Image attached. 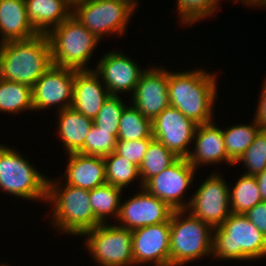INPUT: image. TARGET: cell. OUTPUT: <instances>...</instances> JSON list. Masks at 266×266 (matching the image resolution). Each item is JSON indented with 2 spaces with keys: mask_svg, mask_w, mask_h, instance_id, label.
Wrapping results in <instances>:
<instances>
[{
  "mask_svg": "<svg viewBox=\"0 0 266 266\" xmlns=\"http://www.w3.org/2000/svg\"><path fill=\"white\" fill-rule=\"evenodd\" d=\"M217 74L205 69L173 72L169 70L168 93L170 106L179 109L196 124L216 119L214 103L217 99Z\"/></svg>",
  "mask_w": 266,
  "mask_h": 266,
  "instance_id": "obj_1",
  "label": "cell"
},
{
  "mask_svg": "<svg viewBox=\"0 0 266 266\" xmlns=\"http://www.w3.org/2000/svg\"><path fill=\"white\" fill-rule=\"evenodd\" d=\"M58 180L48 178L46 204H50L52 210L50 226L61 235L66 233L81 238L85 232L101 224L92 210L89 190L65 184L59 177Z\"/></svg>",
  "mask_w": 266,
  "mask_h": 266,
  "instance_id": "obj_2",
  "label": "cell"
},
{
  "mask_svg": "<svg viewBox=\"0 0 266 266\" xmlns=\"http://www.w3.org/2000/svg\"><path fill=\"white\" fill-rule=\"evenodd\" d=\"M47 34L0 44V78L33 87L52 66Z\"/></svg>",
  "mask_w": 266,
  "mask_h": 266,
  "instance_id": "obj_3",
  "label": "cell"
},
{
  "mask_svg": "<svg viewBox=\"0 0 266 266\" xmlns=\"http://www.w3.org/2000/svg\"><path fill=\"white\" fill-rule=\"evenodd\" d=\"M266 258V237L244 215L231 213L213 228L212 259L246 261Z\"/></svg>",
  "mask_w": 266,
  "mask_h": 266,
  "instance_id": "obj_4",
  "label": "cell"
},
{
  "mask_svg": "<svg viewBox=\"0 0 266 266\" xmlns=\"http://www.w3.org/2000/svg\"><path fill=\"white\" fill-rule=\"evenodd\" d=\"M51 45L52 63L55 66L77 71L92 70L88 62L100 39L89 31L72 14L54 27L48 34Z\"/></svg>",
  "mask_w": 266,
  "mask_h": 266,
  "instance_id": "obj_5",
  "label": "cell"
},
{
  "mask_svg": "<svg viewBox=\"0 0 266 266\" xmlns=\"http://www.w3.org/2000/svg\"><path fill=\"white\" fill-rule=\"evenodd\" d=\"M187 214V215H186ZM213 228L186 210H174L170 218V266H184L212 258Z\"/></svg>",
  "mask_w": 266,
  "mask_h": 266,
  "instance_id": "obj_6",
  "label": "cell"
},
{
  "mask_svg": "<svg viewBox=\"0 0 266 266\" xmlns=\"http://www.w3.org/2000/svg\"><path fill=\"white\" fill-rule=\"evenodd\" d=\"M48 177L15 148L0 143V190L14 197L46 203Z\"/></svg>",
  "mask_w": 266,
  "mask_h": 266,
  "instance_id": "obj_7",
  "label": "cell"
},
{
  "mask_svg": "<svg viewBox=\"0 0 266 266\" xmlns=\"http://www.w3.org/2000/svg\"><path fill=\"white\" fill-rule=\"evenodd\" d=\"M136 10L128 0H80L73 4L72 14L102 40L114 34L125 35Z\"/></svg>",
  "mask_w": 266,
  "mask_h": 266,
  "instance_id": "obj_8",
  "label": "cell"
},
{
  "mask_svg": "<svg viewBox=\"0 0 266 266\" xmlns=\"http://www.w3.org/2000/svg\"><path fill=\"white\" fill-rule=\"evenodd\" d=\"M84 245L97 266H134L132 230L103 223L82 235Z\"/></svg>",
  "mask_w": 266,
  "mask_h": 266,
  "instance_id": "obj_9",
  "label": "cell"
},
{
  "mask_svg": "<svg viewBox=\"0 0 266 266\" xmlns=\"http://www.w3.org/2000/svg\"><path fill=\"white\" fill-rule=\"evenodd\" d=\"M218 171H213L200 184L194 194L187 198L191 215L209 224L220 226L232 213L230 210V189L228 182Z\"/></svg>",
  "mask_w": 266,
  "mask_h": 266,
  "instance_id": "obj_10",
  "label": "cell"
},
{
  "mask_svg": "<svg viewBox=\"0 0 266 266\" xmlns=\"http://www.w3.org/2000/svg\"><path fill=\"white\" fill-rule=\"evenodd\" d=\"M76 71L52 64L32 87L34 112L51 110L53 107H57V112L70 108Z\"/></svg>",
  "mask_w": 266,
  "mask_h": 266,
  "instance_id": "obj_11",
  "label": "cell"
},
{
  "mask_svg": "<svg viewBox=\"0 0 266 266\" xmlns=\"http://www.w3.org/2000/svg\"><path fill=\"white\" fill-rule=\"evenodd\" d=\"M196 169L186 158H179L171 166L151 178L143 187L152 195L167 203L173 210H186L184 200L188 187L194 181Z\"/></svg>",
  "mask_w": 266,
  "mask_h": 266,
  "instance_id": "obj_12",
  "label": "cell"
},
{
  "mask_svg": "<svg viewBox=\"0 0 266 266\" xmlns=\"http://www.w3.org/2000/svg\"><path fill=\"white\" fill-rule=\"evenodd\" d=\"M197 125L176 107L168 106L152 121L153 138L179 158H186L190 153Z\"/></svg>",
  "mask_w": 266,
  "mask_h": 266,
  "instance_id": "obj_13",
  "label": "cell"
},
{
  "mask_svg": "<svg viewBox=\"0 0 266 266\" xmlns=\"http://www.w3.org/2000/svg\"><path fill=\"white\" fill-rule=\"evenodd\" d=\"M121 200L118 226L134 230L136 228L170 222L173 209L144 187L140 191Z\"/></svg>",
  "mask_w": 266,
  "mask_h": 266,
  "instance_id": "obj_14",
  "label": "cell"
},
{
  "mask_svg": "<svg viewBox=\"0 0 266 266\" xmlns=\"http://www.w3.org/2000/svg\"><path fill=\"white\" fill-rule=\"evenodd\" d=\"M124 52L110 51L103 54L93 70L100 76L111 96H121L135 90L147 68H140Z\"/></svg>",
  "mask_w": 266,
  "mask_h": 266,
  "instance_id": "obj_15",
  "label": "cell"
},
{
  "mask_svg": "<svg viewBox=\"0 0 266 266\" xmlns=\"http://www.w3.org/2000/svg\"><path fill=\"white\" fill-rule=\"evenodd\" d=\"M134 266H170V222L132 230Z\"/></svg>",
  "mask_w": 266,
  "mask_h": 266,
  "instance_id": "obj_16",
  "label": "cell"
},
{
  "mask_svg": "<svg viewBox=\"0 0 266 266\" xmlns=\"http://www.w3.org/2000/svg\"><path fill=\"white\" fill-rule=\"evenodd\" d=\"M169 71L164 66L148 68L141 75L135 87L131 104L145 118L153 121L164 109L170 106L168 93Z\"/></svg>",
  "mask_w": 266,
  "mask_h": 266,
  "instance_id": "obj_17",
  "label": "cell"
},
{
  "mask_svg": "<svg viewBox=\"0 0 266 266\" xmlns=\"http://www.w3.org/2000/svg\"><path fill=\"white\" fill-rule=\"evenodd\" d=\"M216 122L199 124L194 133L192 145L194 148L190 150L186 157L187 161L198 170V166L222 165L225 162L228 165L234 163L227 157L225 149L223 130L215 125Z\"/></svg>",
  "mask_w": 266,
  "mask_h": 266,
  "instance_id": "obj_18",
  "label": "cell"
},
{
  "mask_svg": "<svg viewBox=\"0 0 266 266\" xmlns=\"http://www.w3.org/2000/svg\"><path fill=\"white\" fill-rule=\"evenodd\" d=\"M109 96V91L93 69L75 72L71 108L94 119Z\"/></svg>",
  "mask_w": 266,
  "mask_h": 266,
  "instance_id": "obj_19",
  "label": "cell"
},
{
  "mask_svg": "<svg viewBox=\"0 0 266 266\" xmlns=\"http://www.w3.org/2000/svg\"><path fill=\"white\" fill-rule=\"evenodd\" d=\"M67 162L61 176L65 184L92 190L106 183L104 158L74 152L68 153Z\"/></svg>",
  "mask_w": 266,
  "mask_h": 266,
  "instance_id": "obj_20",
  "label": "cell"
},
{
  "mask_svg": "<svg viewBox=\"0 0 266 266\" xmlns=\"http://www.w3.org/2000/svg\"><path fill=\"white\" fill-rule=\"evenodd\" d=\"M38 34L28 19L25 0H1L0 44L30 39Z\"/></svg>",
  "mask_w": 266,
  "mask_h": 266,
  "instance_id": "obj_21",
  "label": "cell"
},
{
  "mask_svg": "<svg viewBox=\"0 0 266 266\" xmlns=\"http://www.w3.org/2000/svg\"><path fill=\"white\" fill-rule=\"evenodd\" d=\"M25 5L28 19L39 34H48L73 12L68 0H25Z\"/></svg>",
  "mask_w": 266,
  "mask_h": 266,
  "instance_id": "obj_22",
  "label": "cell"
},
{
  "mask_svg": "<svg viewBox=\"0 0 266 266\" xmlns=\"http://www.w3.org/2000/svg\"><path fill=\"white\" fill-rule=\"evenodd\" d=\"M56 113L57 135L63 143V148L67 151L66 154L79 152L84 147V141L91 130L93 119L71 107Z\"/></svg>",
  "mask_w": 266,
  "mask_h": 266,
  "instance_id": "obj_23",
  "label": "cell"
},
{
  "mask_svg": "<svg viewBox=\"0 0 266 266\" xmlns=\"http://www.w3.org/2000/svg\"><path fill=\"white\" fill-rule=\"evenodd\" d=\"M123 190L109 183L89 190L92 210L101 224L109 223L108 218L111 216L110 220L118 219Z\"/></svg>",
  "mask_w": 266,
  "mask_h": 266,
  "instance_id": "obj_24",
  "label": "cell"
},
{
  "mask_svg": "<svg viewBox=\"0 0 266 266\" xmlns=\"http://www.w3.org/2000/svg\"><path fill=\"white\" fill-rule=\"evenodd\" d=\"M178 159L179 157L175 153L167 149L160 141L153 138L139 166L141 182L138 181V187L143 188L151 178L171 166Z\"/></svg>",
  "mask_w": 266,
  "mask_h": 266,
  "instance_id": "obj_25",
  "label": "cell"
},
{
  "mask_svg": "<svg viewBox=\"0 0 266 266\" xmlns=\"http://www.w3.org/2000/svg\"><path fill=\"white\" fill-rule=\"evenodd\" d=\"M34 111L32 87L0 78V112L16 114Z\"/></svg>",
  "mask_w": 266,
  "mask_h": 266,
  "instance_id": "obj_26",
  "label": "cell"
},
{
  "mask_svg": "<svg viewBox=\"0 0 266 266\" xmlns=\"http://www.w3.org/2000/svg\"><path fill=\"white\" fill-rule=\"evenodd\" d=\"M222 130L227 157L235 164L253 143L261 127L253 118L250 124H234Z\"/></svg>",
  "mask_w": 266,
  "mask_h": 266,
  "instance_id": "obj_27",
  "label": "cell"
},
{
  "mask_svg": "<svg viewBox=\"0 0 266 266\" xmlns=\"http://www.w3.org/2000/svg\"><path fill=\"white\" fill-rule=\"evenodd\" d=\"M117 139L128 141L153 139L152 121L145 118L134 105H127L120 117Z\"/></svg>",
  "mask_w": 266,
  "mask_h": 266,
  "instance_id": "obj_28",
  "label": "cell"
},
{
  "mask_svg": "<svg viewBox=\"0 0 266 266\" xmlns=\"http://www.w3.org/2000/svg\"><path fill=\"white\" fill-rule=\"evenodd\" d=\"M230 189V210L245 214L262 201L255 176L243 174Z\"/></svg>",
  "mask_w": 266,
  "mask_h": 266,
  "instance_id": "obj_29",
  "label": "cell"
},
{
  "mask_svg": "<svg viewBox=\"0 0 266 266\" xmlns=\"http://www.w3.org/2000/svg\"><path fill=\"white\" fill-rule=\"evenodd\" d=\"M104 161L106 183L125 189L128 188V185L130 186L134 181H137V179L141 180L139 167L115 152L104 157Z\"/></svg>",
  "mask_w": 266,
  "mask_h": 266,
  "instance_id": "obj_30",
  "label": "cell"
},
{
  "mask_svg": "<svg viewBox=\"0 0 266 266\" xmlns=\"http://www.w3.org/2000/svg\"><path fill=\"white\" fill-rule=\"evenodd\" d=\"M177 15L181 26L189 27L217 13L222 0H176ZM192 24V25H191Z\"/></svg>",
  "mask_w": 266,
  "mask_h": 266,
  "instance_id": "obj_31",
  "label": "cell"
},
{
  "mask_svg": "<svg viewBox=\"0 0 266 266\" xmlns=\"http://www.w3.org/2000/svg\"><path fill=\"white\" fill-rule=\"evenodd\" d=\"M242 164L247 170L244 174L255 176L266 169V129H261L253 143L234 164Z\"/></svg>",
  "mask_w": 266,
  "mask_h": 266,
  "instance_id": "obj_32",
  "label": "cell"
},
{
  "mask_svg": "<svg viewBox=\"0 0 266 266\" xmlns=\"http://www.w3.org/2000/svg\"><path fill=\"white\" fill-rule=\"evenodd\" d=\"M117 140V134L100 130L93 124L79 153L104 158L114 152Z\"/></svg>",
  "mask_w": 266,
  "mask_h": 266,
  "instance_id": "obj_33",
  "label": "cell"
},
{
  "mask_svg": "<svg viewBox=\"0 0 266 266\" xmlns=\"http://www.w3.org/2000/svg\"><path fill=\"white\" fill-rule=\"evenodd\" d=\"M126 102H124L121 96L110 95L97 116L93 119V124L100 130L111 131V134H118L121 114L128 105Z\"/></svg>",
  "mask_w": 266,
  "mask_h": 266,
  "instance_id": "obj_34",
  "label": "cell"
},
{
  "mask_svg": "<svg viewBox=\"0 0 266 266\" xmlns=\"http://www.w3.org/2000/svg\"><path fill=\"white\" fill-rule=\"evenodd\" d=\"M151 140L152 139H139L135 141L117 140L114 152L139 167Z\"/></svg>",
  "mask_w": 266,
  "mask_h": 266,
  "instance_id": "obj_35",
  "label": "cell"
},
{
  "mask_svg": "<svg viewBox=\"0 0 266 266\" xmlns=\"http://www.w3.org/2000/svg\"><path fill=\"white\" fill-rule=\"evenodd\" d=\"M266 237V201H261L244 214Z\"/></svg>",
  "mask_w": 266,
  "mask_h": 266,
  "instance_id": "obj_36",
  "label": "cell"
},
{
  "mask_svg": "<svg viewBox=\"0 0 266 266\" xmlns=\"http://www.w3.org/2000/svg\"><path fill=\"white\" fill-rule=\"evenodd\" d=\"M262 86L254 119L260 125L261 129H266V78Z\"/></svg>",
  "mask_w": 266,
  "mask_h": 266,
  "instance_id": "obj_37",
  "label": "cell"
},
{
  "mask_svg": "<svg viewBox=\"0 0 266 266\" xmlns=\"http://www.w3.org/2000/svg\"><path fill=\"white\" fill-rule=\"evenodd\" d=\"M262 201H266V169L255 175Z\"/></svg>",
  "mask_w": 266,
  "mask_h": 266,
  "instance_id": "obj_38",
  "label": "cell"
},
{
  "mask_svg": "<svg viewBox=\"0 0 266 266\" xmlns=\"http://www.w3.org/2000/svg\"><path fill=\"white\" fill-rule=\"evenodd\" d=\"M242 2L243 5H247V7H251L257 0H232L235 3Z\"/></svg>",
  "mask_w": 266,
  "mask_h": 266,
  "instance_id": "obj_39",
  "label": "cell"
},
{
  "mask_svg": "<svg viewBox=\"0 0 266 266\" xmlns=\"http://www.w3.org/2000/svg\"><path fill=\"white\" fill-rule=\"evenodd\" d=\"M262 6V8L266 7V0H257L252 6L251 8H258L260 9V7Z\"/></svg>",
  "mask_w": 266,
  "mask_h": 266,
  "instance_id": "obj_40",
  "label": "cell"
},
{
  "mask_svg": "<svg viewBox=\"0 0 266 266\" xmlns=\"http://www.w3.org/2000/svg\"><path fill=\"white\" fill-rule=\"evenodd\" d=\"M130 3H132L137 9H138V0H128Z\"/></svg>",
  "mask_w": 266,
  "mask_h": 266,
  "instance_id": "obj_41",
  "label": "cell"
},
{
  "mask_svg": "<svg viewBox=\"0 0 266 266\" xmlns=\"http://www.w3.org/2000/svg\"><path fill=\"white\" fill-rule=\"evenodd\" d=\"M71 4H74L76 3L77 1H80V0H68Z\"/></svg>",
  "mask_w": 266,
  "mask_h": 266,
  "instance_id": "obj_42",
  "label": "cell"
},
{
  "mask_svg": "<svg viewBox=\"0 0 266 266\" xmlns=\"http://www.w3.org/2000/svg\"><path fill=\"white\" fill-rule=\"evenodd\" d=\"M10 264H6L5 262L4 263H1L0 266H9Z\"/></svg>",
  "mask_w": 266,
  "mask_h": 266,
  "instance_id": "obj_43",
  "label": "cell"
}]
</instances>
